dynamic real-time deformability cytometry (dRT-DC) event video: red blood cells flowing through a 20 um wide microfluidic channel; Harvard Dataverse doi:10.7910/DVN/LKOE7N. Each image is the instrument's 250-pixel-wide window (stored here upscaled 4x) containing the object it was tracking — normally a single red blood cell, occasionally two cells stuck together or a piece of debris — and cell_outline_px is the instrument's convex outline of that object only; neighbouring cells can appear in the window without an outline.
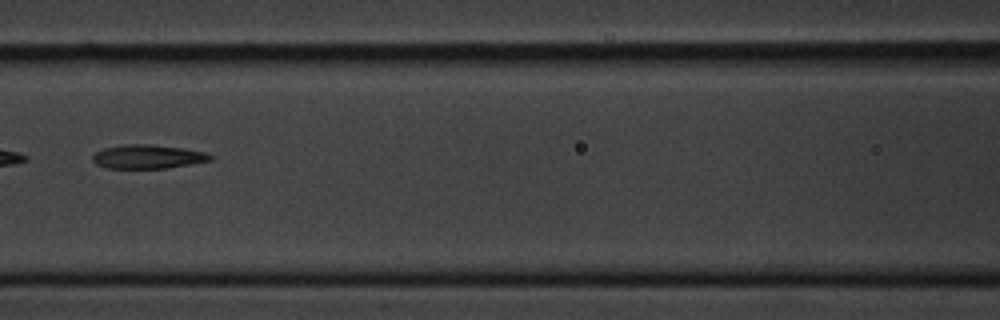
{"species": "common noctule bat (a hibernating species)", "species_latin": "Nyctalus noctula", "temperature_condition": "cold", "stored_images_in_passage": 17, "camera_frame_rate_fps": 3000, "um_per_image_px": 0.085, "animal": {"sex": "male", "body_mass_g": 20.1, "forearm_length_mm": 53.5}, "frame": {"image": 1, "passage_image": 8, "time_ms": 8.333, "image_size_px": [1000, 320], "cell_outline_px": [[212, 160], [168, 168], [108, 168], [96, 164], [92, 160], [92, 156], [96, 152], [104, 148], [124, 144], [152, 144], [184, 148], [204, 152], [212, 156]], "centroid_in_image_um": [12.55, 13.31], "position_along_channel_um": 154.1, "area_um2": 16.36}}
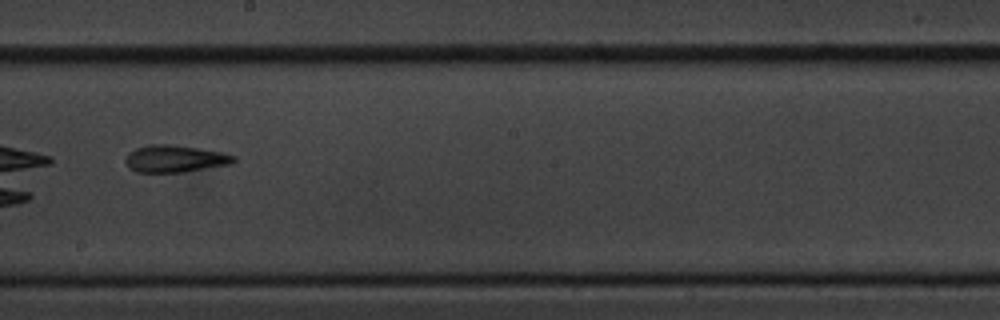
{"frame": {"image": 2, "passage_image": 10, "time_ms": 10.667, "image_size_px": [1000, 320], "cell_outline_px": [[236, 160], [232, 164], [184, 172], [136, 172], [128, 168], [124, 160], [128, 152], [136, 148], [148, 144], [168, 144], [196, 148], [220, 152], [236, 156]], "centroid_in_image_um": [14.83, 13.5], "position_along_channel_um": 233.4, "area_um2": 17.17}}
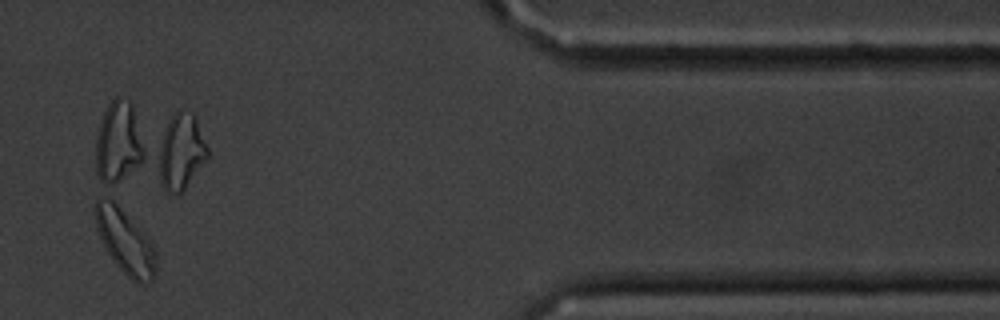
{"frame": {"image": 3, "passage_image": 15, "time_ms": 16.333, "image_size_px": [1000, 320], "cell_outline_px": [[156, 276], [152, 280], [140, 284], [136, 284], [112, 260], [96, 228], [92, 212], [92, 204], [100, 196], [104, 196], [112, 200], [116, 204], [152, 244], [156, 252]], "centroid_in_image_um": [10.59, 20.52], "position_along_channel_um": 400.8, "area_um2": 22.48}, "authors_computed_cell_mechanics": {"area_um2": 17.1666, "velocity_mm_per_s": 3.4077, "shape_relaxation_time_tau1_ms": 5.9394, "shape_relaxation_time_tau2_ms": 5.4536, "deformation_change_tau1": 0.144, "deformation_change_tau2": 0.1501}}